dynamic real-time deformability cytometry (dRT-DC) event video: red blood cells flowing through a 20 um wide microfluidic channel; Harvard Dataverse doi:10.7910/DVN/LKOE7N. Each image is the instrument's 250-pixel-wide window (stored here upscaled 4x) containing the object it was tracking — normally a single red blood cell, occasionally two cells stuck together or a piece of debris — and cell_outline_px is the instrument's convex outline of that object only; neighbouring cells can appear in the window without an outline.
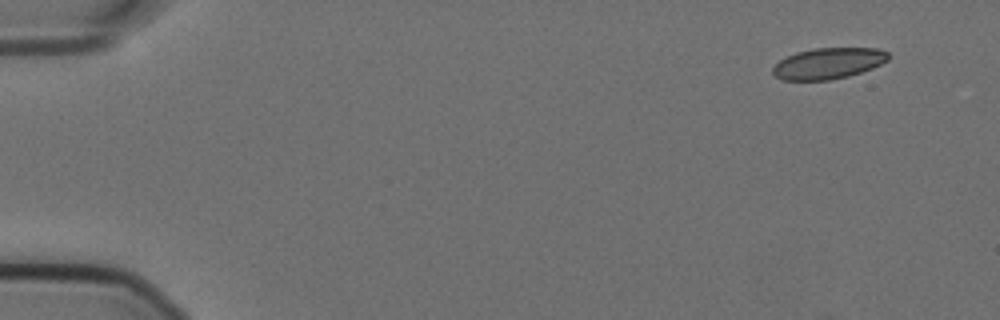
{"species": "Egyptian fruit bat (a non-hibernating species)", "species_latin": "Rousettus aegyptiacus", "temperature_condition": "cold", "stored_images_in_passage": 6, "camera_frame_rate_fps": 3000, "um_per_image_px": 0.085, "animal": {"sex": "female"}, "frame": {"image": 1, "passage_image": 1, "time_ms": 0.0, "image_size_px": [1000, 320], "cell_outline_px": [[888, 60], [872, 68], [848, 76], [828, 80], [784, 80], [776, 76], [772, 72], [772, 68], [780, 60], [796, 52], [812, 48], [876, 48], [888, 52]], "centroid_in_image_um": [70.39, 5.38], "position_along_channel_um": 14.6, "area_um2": 20.75}}